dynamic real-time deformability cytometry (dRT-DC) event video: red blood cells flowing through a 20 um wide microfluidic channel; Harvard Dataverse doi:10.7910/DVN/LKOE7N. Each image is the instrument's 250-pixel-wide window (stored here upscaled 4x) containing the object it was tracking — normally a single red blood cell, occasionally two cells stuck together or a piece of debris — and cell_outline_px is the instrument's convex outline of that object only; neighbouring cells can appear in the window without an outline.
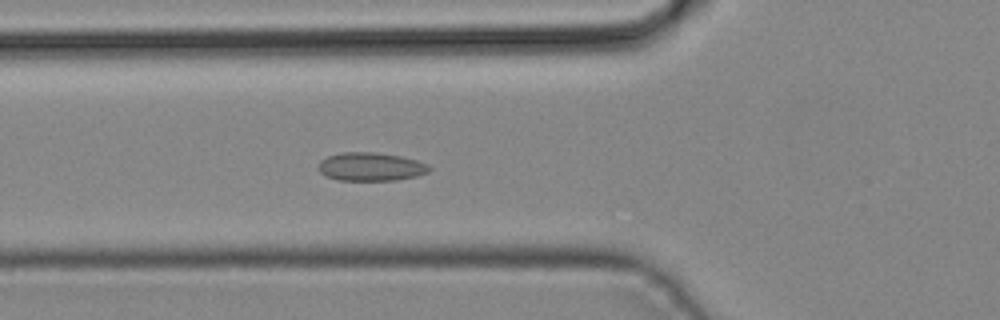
{"species": "common noctule bat (a hibernating species)", "species_latin": "Nyctalus noctula", "temperature_condition": "cold", "stored_images_in_passage": 35, "camera_frame_rate_fps": 3000, "um_per_image_px": 0.085, "animal": {"sex": "male", "body_mass_g": 19.2, "forearm_length_mm": 51.8}, "frame": {"image": 1, "passage_image": 11, "time_ms": 3.333, "image_size_px": [1000, 320], "cell_outline_px": [[432, 168], [428, 172], [416, 176], [396, 180], [340, 180], [328, 176], [320, 172], [320, 160], [328, 156], [344, 152], [376, 152], [400, 156], [416, 160], [428, 164]], "centroid_in_image_um": [31.56, 14.16], "position_along_channel_um": 94.2, "area_um2": 18.15}}
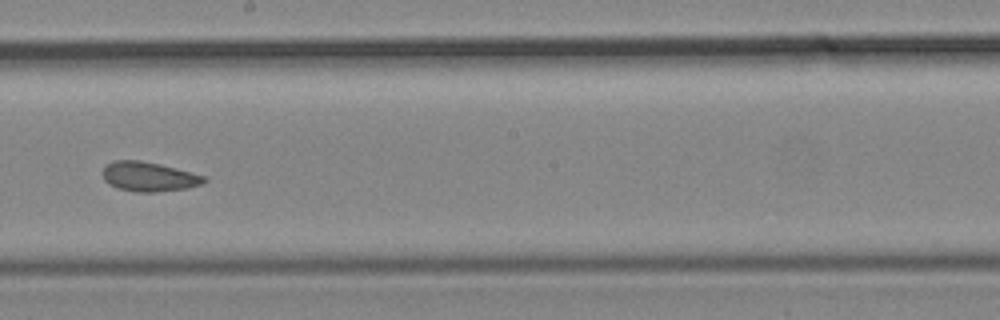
{"frame": {"image": 2, "passage_image": 20, "time_ms": 6.333, "image_size_px": [1000, 320], "cell_outline_px": [[208, 180], [200, 184], [188, 188], [156, 192], [136, 192], [116, 188], [108, 184], [104, 180], [100, 172], [104, 164], [112, 160], [140, 160], [160, 164], [204, 176]], "centroid_in_image_um": [12.55, 15.01], "position_along_channel_um": 235.6, "area_um2": 17.69}}
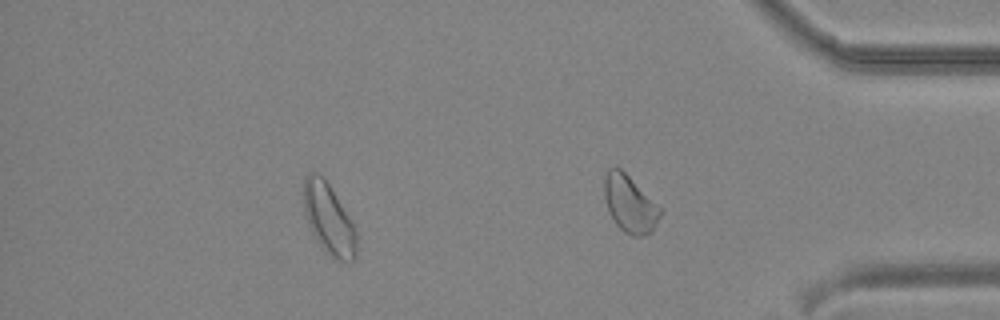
{"frame": {"image": 3, "passage_image": 30, "time_ms": 9.667, "image_size_px": [1000, 320], "cell_outline_px": [[356, 256], [352, 260], [340, 260], [332, 256], [316, 240], [308, 224], [304, 212], [304, 176], [308, 172], [320, 172], [324, 176], [356, 228]], "centroid_in_image_um": [27.93, 18.54], "position_along_channel_um": 407.3, "area_um2": 21.62}}